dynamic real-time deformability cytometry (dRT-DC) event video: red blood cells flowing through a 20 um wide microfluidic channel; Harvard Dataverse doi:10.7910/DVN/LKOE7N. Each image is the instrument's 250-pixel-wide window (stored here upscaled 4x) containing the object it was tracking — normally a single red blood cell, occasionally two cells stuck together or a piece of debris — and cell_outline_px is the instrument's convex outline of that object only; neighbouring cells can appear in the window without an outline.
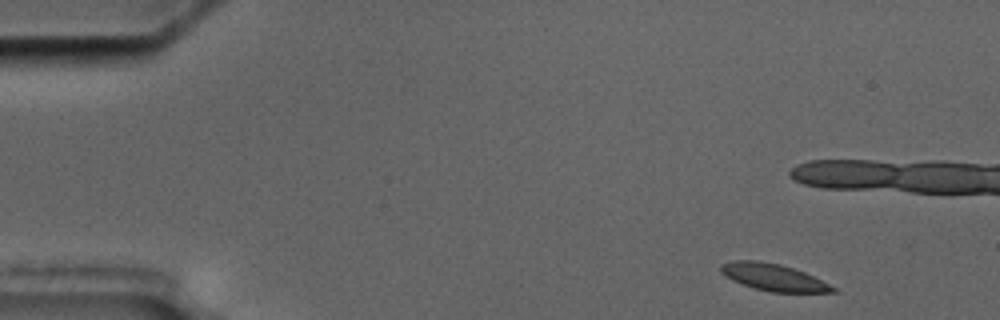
{"species": "common noctule bat (a hibernating species)", "species_latin": "Nyctalus noctula", "temperature_condition": "cold", "stored_images_in_passage": 5, "camera_frame_rate_fps": 3000, "um_per_image_px": 0.085, "animal": {"sex": "male", "body_mass_g": 17.5, "forearm_length_mm": 52.3}, "frame": {"image": 1, "passage_image": 1, "time_ms": 0.0, "image_size_px": [1000, 320], "cell_outline_px": [[840, 292], [768, 292], [752, 288], [732, 280], [720, 272], [720, 264], [732, 260], [756, 260], [780, 264], [804, 272], [840, 288]], "centroid_in_image_um": [65.77, 23.58], "position_along_channel_um": 19.2, "area_um2": 17.86}}